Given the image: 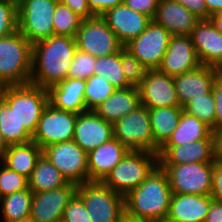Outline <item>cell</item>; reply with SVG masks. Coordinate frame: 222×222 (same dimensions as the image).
Listing matches in <instances>:
<instances>
[{
  "instance_id": "1",
  "label": "cell",
  "mask_w": 222,
  "mask_h": 222,
  "mask_svg": "<svg viewBox=\"0 0 222 222\" xmlns=\"http://www.w3.org/2000/svg\"><path fill=\"white\" fill-rule=\"evenodd\" d=\"M76 50V39L62 35H52L32 44L29 83L47 89L64 81Z\"/></svg>"
},
{
  "instance_id": "2",
  "label": "cell",
  "mask_w": 222,
  "mask_h": 222,
  "mask_svg": "<svg viewBox=\"0 0 222 222\" xmlns=\"http://www.w3.org/2000/svg\"><path fill=\"white\" fill-rule=\"evenodd\" d=\"M172 191L166 172L158 165L125 197V212L133 217L161 222L166 220Z\"/></svg>"
},
{
  "instance_id": "3",
  "label": "cell",
  "mask_w": 222,
  "mask_h": 222,
  "mask_svg": "<svg viewBox=\"0 0 222 222\" xmlns=\"http://www.w3.org/2000/svg\"><path fill=\"white\" fill-rule=\"evenodd\" d=\"M32 71V44L17 30L0 38V88L25 85Z\"/></svg>"
},
{
  "instance_id": "4",
  "label": "cell",
  "mask_w": 222,
  "mask_h": 222,
  "mask_svg": "<svg viewBox=\"0 0 222 222\" xmlns=\"http://www.w3.org/2000/svg\"><path fill=\"white\" fill-rule=\"evenodd\" d=\"M158 165L156 153L130 150L102 182L125 197L131 190L138 187Z\"/></svg>"
},
{
  "instance_id": "5",
  "label": "cell",
  "mask_w": 222,
  "mask_h": 222,
  "mask_svg": "<svg viewBox=\"0 0 222 222\" xmlns=\"http://www.w3.org/2000/svg\"><path fill=\"white\" fill-rule=\"evenodd\" d=\"M2 100L14 110L24 129L33 136L44 108L48 104L45 88L31 83L2 87Z\"/></svg>"
},
{
  "instance_id": "6",
  "label": "cell",
  "mask_w": 222,
  "mask_h": 222,
  "mask_svg": "<svg viewBox=\"0 0 222 222\" xmlns=\"http://www.w3.org/2000/svg\"><path fill=\"white\" fill-rule=\"evenodd\" d=\"M76 194L82 199L91 222H119L125 213L124 196L101 181L77 185Z\"/></svg>"
},
{
  "instance_id": "7",
  "label": "cell",
  "mask_w": 222,
  "mask_h": 222,
  "mask_svg": "<svg viewBox=\"0 0 222 222\" xmlns=\"http://www.w3.org/2000/svg\"><path fill=\"white\" fill-rule=\"evenodd\" d=\"M113 137L129 150L158 153L154 143L149 109L143 105L113 124Z\"/></svg>"
},
{
  "instance_id": "8",
  "label": "cell",
  "mask_w": 222,
  "mask_h": 222,
  "mask_svg": "<svg viewBox=\"0 0 222 222\" xmlns=\"http://www.w3.org/2000/svg\"><path fill=\"white\" fill-rule=\"evenodd\" d=\"M59 0H22L17 5L18 31L31 43L53 35V15Z\"/></svg>"
},
{
  "instance_id": "9",
  "label": "cell",
  "mask_w": 222,
  "mask_h": 222,
  "mask_svg": "<svg viewBox=\"0 0 222 222\" xmlns=\"http://www.w3.org/2000/svg\"><path fill=\"white\" fill-rule=\"evenodd\" d=\"M213 163L159 165L167 174L172 194L210 195Z\"/></svg>"
},
{
  "instance_id": "10",
  "label": "cell",
  "mask_w": 222,
  "mask_h": 222,
  "mask_svg": "<svg viewBox=\"0 0 222 222\" xmlns=\"http://www.w3.org/2000/svg\"><path fill=\"white\" fill-rule=\"evenodd\" d=\"M75 39L78 50L96 58L112 55L124 48L101 16L82 20Z\"/></svg>"
},
{
  "instance_id": "11",
  "label": "cell",
  "mask_w": 222,
  "mask_h": 222,
  "mask_svg": "<svg viewBox=\"0 0 222 222\" xmlns=\"http://www.w3.org/2000/svg\"><path fill=\"white\" fill-rule=\"evenodd\" d=\"M42 154L68 182L76 185L89 182L87 153L73 140L44 147Z\"/></svg>"
},
{
  "instance_id": "12",
  "label": "cell",
  "mask_w": 222,
  "mask_h": 222,
  "mask_svg": "<svg viewBox=\"0 0 222 222\" xmlns=\"http://www.w3.org/2000/svg\"><path fill=\"white\" fill-rule=\"evenodd\" d=\"M172 35L162 25L152 20L136 38L124 48L135 56L148 70L158 69Z\"/></svg>"
},
{
  "instance_id": "13",
  "label": "cell",
  "mask_w": 222,
  "mask_h": 222,
  "mask_svg": "<svg viewBox=\"0 0 222 222\" xmlns=\"http://www.w3.org/2000/svg\"><path fill=\"white\" fill-rule=\"evenodd\" d=\"M77 115L47 104L37 123L32 141L42 149L53 144L72 141Z\"/></svg>"
},
{
  "instance_id": "14",
  "label": "cell",
  "mask_w": 222,
  "mask_h": 222,
  "mask_svg": "<svg viewBox=\"0 0 222 222\" xmlns=\"http://www.w3.org/2000/svg\"><path fill=\"white\" fill-rule=\"evenodd\" d=\"M138 89L140 103L148 109L180 106L173 77L158 69L147 70Z\"/></svg>"
},
{
  "instance_id": "15",
  "label": "cell",
  "mask_w": 222,
  "mask_h": 222,
  "mask_svg": "<svg viewBox=\"0 0 222 222\" xmlns=\"http://www.w3.org/2000/svg\"><path fill=\"white\" fill-rule=\"evenodd\" d=\"M77 185L69 182L61 188L33 193L30 217L35 222H61L68 201L76 193Z\"/></svg>"
},
{
  "instance_id": "16",
  "label": "cell",
  "mask_w": 222,
  "mask_h": 222,
  "mask_svg": "<svg viewBox=\"0 0 222 222\" xmlns=\"http://www.w3.org/2000/svg\"><path fill=\"white\" fill-rule=\"evenodd\" d=\"M200 65L191 36L172 35L158 70L174 77Z\"/></svg>"
},
{
  "instance_id": "17",
  "label": "cell",
  "mask_w": 222,
  "mask_h": 222,
  "mask_svg": "<svg viewBox=\"0 0 222 222\" xmlns=\"http://www.w3.org/2000/svg\"><path fill=\"white\" fill-rule=\"evenodd\" d=\"M113 138V124L107 122L94 111L77 115L73 141L86 153L96 149Z\"/></svg>"
},
{
  "instance_id": "18",
  "label": "cell",
  "mask_w": 222,
  "mask_h": 222,
  "mask_svg": "<svg viewBox=\"0 0 222 222\" xmlns=\"http://www.w3.org/2000/svg\"><path fill=\"white\" fill-rule=\"evenodd\" d=\"M101 17L123 45L138 37L152 21L150 17L130 9L123 3L110 8Z\"/></svg>"
},
{
  "instance_id": "19",
  "label": "cell",
  "mask_w": 222,
  "mask_h": 222,
  "mask_svg": "<svg viewBox=\"0 0 222 222\" xmlns=\"http://www.w3.org/2000/svg\"><path fill=\"white\" fill-rule=\"evenodd\" d=\"M157 155L159 165L214 163L213 139H200L185 145H162Z\"/></svg>"
},
{
  "instance_id": "20",
  "label": "cell",
  "mask_w": 222,
  "mask_h": 222,
  "mask_svg": "<svg viewBox=\"0 0 222 222\" xmlns=\"http://www.w3.org/2000/svg\"><path fill=\"white\" fill-rule=\"evenodd\" d=\"M190 36L201 65L218 69L222 64V34L210 19H201Z\"/></svg>"
},
{
  "instance_id": "21",
  "label": "cell",
  "mask_w": 222,
  "mask_h": 222,
  "mask_svg": "<svg viewBox=\"0 0 222 222\" xmlns=\"http://www.w3.org/2000/svg\"><path fill=\"white\" fill-rule=\"evenodd\" d=\"M217 74V68L200 65L192 71L174 76L180 106L184 107L191 99L210 93Z\"/></svg>"
},
{
  "instance_id": "22",
  "label": "cell",
  "mask_w": 222,
  "mask_h": 222,
  "mask_svg": "<svg viewBox=\"0 0 222 222\" xmlns=\"http://www.w3.org/2000/svg\"><path fill=\"white\" fill-rule=\"evenodd\" d=\"M153 20L171 35L190 36L201 19L174 0H159Z\"/></svg>"
},
{
  "instance_id": "23",
  "label": "cell",
  "mask_w": 222,
  "mask_h": 222,
  "mask_svg": "<svg viewBox=\"0 0 222 222\" xmlns=\"http://www.w3.org/2000/svg\"><path fill=\"white\" fill-rule=\"evenodd\" d=\"M130 150L111 138L87 153L89 181H103Z\"/></svg>"
},
{
  "instance_id": "24",
  "label": "cell",
  "mask_w": 222,
  "mask_h": 222,
  "mask_svg": "<svg viewBox=\"0 0 222 222\" xmlns=\"http://www.w3.org/2000/svg\"><path fill=\"white\" fill-rule=\"evenodd\" d=\"M86 80L66 78L56 85L48 87V104L54 108L76 114L87 111L84 90Z\"/></svg>"
},
{
  "instance_id": "25",
  "label": "cell",
  "mask_w": 222,
  "mask_h": 222,
  "mask_svg": "<svg viewBox=\"0 0 222 222\" xmlns=\"http://www.w3.org/2000/svg\"><path fill=\"white\" fill-rule=\"evenodd\" d=\"M212 201L210 195L172 194L166 220L204 222Z\"/></svg>"
},
{
  "instance_id": "26",
  "label": "cell",
  "mask_w": 222,
  "mask_h": 222,
  "mask_svg": "<svg viewBox=\"0 0 222 222\" xmlns=\"http://www.w3.org/2000/svg\"><path fill=\"white\" fill-rule=\"evenodd\" d=\"M140 105V92L138 87L130 86L116 89L110 97L93 111L107 122L114 124Z\"/></svg>"
},
{
  "instance_id": "27",
  "label": "cell",
  "mask_w": 222,
  "mask_h": 222,
  "mask_svg": "<svg viewBox=\"0 0 222 222\" xmlns=\"http://www.w3.org/2000/svg\"><path fill=\"white\" fill-rule=\"evenodd\" d=\"M41 155L42 148L34 141H30L24 144L9 145L1 157V162L9 169L29 179Z\"/></svg>"
},
{
  "instance_id": "28",
  "label": "cell",
  "mask_w": 222,
  "mask_h": 222,
  "mask_svg": "<svg viewBox=\"0 0 222 222\" xmlns=\"http://www.w3.org/2000/svg\"><path fill=\"white\" fill-rule=\"evenodd\" d=\"M212 132L210 126L183 110L176 129L163 145H185L200 139H213Z\"/></svg>"
},
{
  "instance_id": "29",
  "label": "cell",
  "mask_w": 222,
  "mask_h": 222,
  "mask_svg": "<svg viewBox=\"0 0 222 222\" xmlns=\"http://www.w3.org/2000/svg\"><path fill=\"white\" fill-rule=\"evenodd\" d=\"M68 183L57 167L42 154L28 179V188L33 193H41L61 188Z\"/></svg>"
},
{
  "instance_id": "30",
  "label": "cell",
  "mask_w": 222,
  "mask_h": 222,
  "mask_svg": "<svg viewBox=\"0 0 222 222\" xmlns=\"http://www.w3.org/2000/svg\"><path fill=\"white\" fill-rule=\"evenodd\" d=\"M183 110L181 106L149 109L154 143L159 148L176 129Z\"/></svg>"
},
{
  "instance_id": "31",
  "label": "cell",
  "mask_w": 222,
  "mask_h": 222,
  "mask_svg": "<svg viewBox=\"0 0 222 222\" xmlns=\"http://www.w3.org/2000/svg\"><path fill=\"white\" fill-rule=\"evenodd\" d=\"M33 192L27 188L0 198L1 218L3 222H12L31 214Z\"/></svg>"
},
{
  "instance_id": "32",
  "label": "cell",
  "mask_w": 222,
  "mask_h": 222,
  "mask_svg": "<svg viewBox=\"0 0 222 222\" xmlns=\"http://www.w3.org/2000/svg\"><path fill=\"white\" fill-rule=\"evenodd\" d=\"M0 130L8 145L24 144L32 141V136L20 124L14 110L0 101Z\"/></svg>"
},
{
  "instance_id": "33",
  "label": "cell",
  "mask_w": 222,
  "mask_h": 222,
  "mask_svg": "<svg viewBox=\"0 0 222 222\" xmlns=\"http://www.w3.org/2000/svg\"><path fill=\"white\" fill-rule=\"evenodd\" d=\"M94 75L102 76L117 89L131 86L124 76L121 51L112 55L97 57L94 65Z\"/></svg>"
},
{
  "instance_id": "34",
  "label": "cell",
  "mask_w": 222,
  "mask_h": 222,
  "mask_svg": "<svg viewBox=\"0 0 222 222\" xmlns=\"http://www.w3.org/2000/svg\"><path fill=\"white\" fill-rule=\"evenodd\" d=\"M53 16V35L76 37L83 20L81 17L60 1L55 7Z\"/></svg>"
},
{
  "instance_id": "35",
  "label": "cell",
  "mask_w": 222,
  "mask_h": 222,
  "mask_svg": "<svg viewBox=\"0 0 222 222\" xmlns=\"http://www.w3.org/2000/svg\"><path fill=\"white\" fill-rule=\"evenodd\" d=\"M117 88L102 76L92 75L86 80L84 98L87 111H93L112 95Z\"/></svg>"
},
{
  "instance_id": "36",
  "label": "cell",
  "mask_w": 222,
  "mask_h": 222,
  "mask_svg": "<svg viewBox=\"0 0 222 222\" xmlns=\"http://www.w3.org/2000/svg\"><path fill=\"white\" fill-rule=\"evenodd\" d=\"M183 108L186 113L197 117L210 126L212 131L215 132L216 108L212 91L202 97L191 99Z\"/></svg>"
},
{
  "instance_id": "37",
  "label": "cell",
  "mask_w": 222,
  "mask_h": 222,
  "mask_svg": "<svg viewBox=\"0 0 222 222\" xmlns=\"http://www.w3.org/2000/svg\"><path fill=\"white\" fill-rule=\"evenodd\" d=\"M28 188V179L0 163V198Z\"/></svg>"
},
{
  "instance_id": "38",
  "label": "cell",
  "mask_w": 222,
  "mask_h": 222,
  "mask_svg": "<svg viewBox=\"0 0 222 222\" xmlns=\"http://www.w3.org/2000/svg\"><path fill=\"white\" fill-rule=\"evenodd\" d=\"M121 64L127 82L138 87L148 69L125 48L121 50Z\"/></svg>"
},
{
  "instance_id": "39",
  "label": "cell",
  "mask_w": 222,
  "mask_h": 222,
  "mask_svg": "<svg viewBox=\"0 0 222 222\" xmlns=\"http://www.w3.org/2000/svg\"><path fill=\"white\" fill-rule=\"evenodd\" d=\"M95 62V56L77 49L69 67L67 78L82 80L89 79L92 75H94Z\"/></svg>"
},
{
  "instance_id": "40",
  "label": "cell",
  "mask_w": 222,
  "mask_h": 222,
  "mask_svg": "<svg viewBox=\"0 0 222 222\" xmlns=\"http://www.w3.org/2000/svg\"><path fill=\"white\" fill-rule=\"evenodd\" d=\"M18 30L17 5L8 0H0V38Z\"/></svg>"
},
{
  "instance_id": "41",
  "label": "cell",
  "mask_w": 222,
  "mask_h": 222,
  "mask_svg": "<svg viewBox=\"0 0 222 222\" xmlns=\"http://www.w3.org/2000/svg\"><path fill=\"white\" fill-rule=\"evenodd\" d=\"M82 199L75 193L68 201L61 222H91Z\"/></svg>"
},
{
  "instance_id": "42",
  "label": "cell",
  "mask_w": 222,
  "mask_h": 222,
  "mask_svg": "<svg viewBox=\"0 0 222 222\" xmlns=\"http://www.w3.org/2000/svg\"><path fill=\"white\" fill-rule=\"evenodd\" d=\"M159 0H123L130 9L142 13L152 20L156 15Z\"/></svg>"
},
{
  "instance_id": "43",
  "label": "cell",
  "mask_w": 222,
  "mask_h": 222,
  "mask_svg": "<svg viewBox=\"0 0 222 222\" xmlns=\"http://www.w3.org/2000/svg\"><path fill=\"white\" fill-rule=\"evenodd\" d=\"M215 101V131L222 129V75H216L212 86Z\"/></svg>"
},
{
  "instance_id": "44",
  "label": "cell",
  "mask_w": 222,
  "mask_h": 222,
  "mask_svg": "<svg viewBox=\"0 0 222 222\" xmlns=\"http://www.w3.org/2000/svg\"><path fill=\"white\" fill-rule=\"evenodd\" d=\"M212 189L210 196L213 200L222 203V164L212 165Z\"/></svg>"
},
{
  "instance_id": "45",
  "label": "cell",
  "mask_w": 222,
  "mask_h": 222,
  "mask_svg": "<svg viewBox=\"0 0 222 222\" xmlns=\"http://www.w3.org/2000/svg\"><path fill=\"white\" fill-rule=\"evenodd\" d=\"M189 11L195 14L200 19H209L210 14L207 12V6L204 0H174Z\"/></svg>"
},
{
  "instance_id": "46",
  "label": "cell",
  "mask_w": 222,
  "mask_h": 222,
  "mask_svg": "<svg viewBox=\"0 0 222 222\" xmlns=\"http://www.w3.org/2000/svg\"><path fill=\"white\" fill-rule=\"evenodd\" d=\"M67 5L75 14L83 20L94 17V13L90 10L87 0H59Z\"/></svg>"
},
{
  "instance_id": "47",
  "label": "cell",
  "mask_w": 222,
  "mask_h": 222,
  "mask_svg": "<svg viewBox=\"0 0 222 222\" xmlns=\"http://www.w3.org/2000/svg\"><path fill=\"white\" fill-rule=\"evenodd\" d=\"M123 3V0H87L88 7L94 16H101L107 10Z\"/></svg>"
},
{
  "instance_id": "48",
  "label": "cell",
  "mask_w": 222,
  "mask_h": 222,
  "mask_svg": "<svg viewBox=\"0 0 222 222\" xmlns=\"http://www.w3.org/2000/svg\"><path fill=\"white\" fill-rule=\"evenodd\" d=\"M214 162L222 164V129L212 132Z\"/></svg>"
},
{
  "instance_id": "49",
  "label": "cell",
  "mask_w": 222,
  "mask_h": 222,
  "mask_svg": "<svg viewBox=\"0 0 222 222\" xmlns=\"http://www.w3.org/2000/svg\"><path fill=\"white\" fill-rule=\"evenodd\" d=\"M204 222H222V203L215 200L212 201Z\"/></svg>"
},
{
  "instance_id": "50",
  "label": "cell",
  "mask_w": 222,
  "mask_h": 222,
  "mask_svg": "<svg viewBox=\"0 0 222 222\" xmlns=\"http://www.w3.org/2000/svg\"><path fill=\"white\" fill-rule=\"evenodd\" d=\"M207 6V12L211 15L222 11V0H204Z\"/></svg>"
},
{
  "instance_id": "51",
  "label": "cell",
  "mask_w": 222,
  "mask_h": 222,
  "mask_svg": "<svg viewBox=\"0 0 222 222\" xmlns=\"http://www.w3.org/2000/svg\"><path fill=\"white\" fill-rule=\"evenodd\" d=\"M209 19L216 29L222 34V11L211 15Z\"/></svg>"
},
{
  "instance_id": "52",
  "label": "cell",
  "mask_w": 222,
  "mask_h": 222,
  "mask_svg": "<svg viewBox=\"0 0 222 222\" xmlns=\"http://www.w3.org/2000/svg\"><path fill=\"white\" fill-rule=\"evenodd\" d=\"M119 222H153L146 219L136 218L128 215L126 212L122 215L121 220Z\"/></svg>"
},
{
  "instance_id": "53",
  "label": "cell",
  "mask_w": 222,
  "mask_h": 222,
  "mask_svg": "<svg viewBox=\"0 0 222 222\" xmlns=\"http://www.w3.org/2000/svg\"><path fill=\"white\" fill-rule=\"evenodd\" d=\"M9 145L4 140L1 130H0V157L3 156L4 152L8 149Z\"/></svg>"
},
{
  "instance_id": "54",
  "label": "cell",
  "mask_w": 222,
  "mask_h": 222,
  "mask_svg": "<svg viewBox=\"0 0 222 222\" xmlns=\"http://www.w3.org/2000/svg\"><path fill=\"white\" fill-rule=\"evenodd\" d=\"M12 222H35V221L29 216V217H24V218H21L19 220L12 221Z\"/></svg>"
},
{
  "instance_id": "55",
  "label": "cell",
  "mask_w": 222,
  "mask_h": 222,
  "mask_svg": "<svg viewBox=\"0 0 222 222\" xmlns=\"http://www.w3.org/2000/svg\"><path fill=\"white\" fill-rule=\"evenodd\" d=\"M8 1H11V2L15 3L16 5H18L22 0H8Z\"/></svg>"
},
{
  "instance_id": "56",
  "label": "cell",
  "mask_w": 222,
  "mask_h": 222,
  "mask_svg": "<svg viewBox=\"0 0 222 222\" xmlns=\"http://www.w3.org/2000/svg\"><path fill=\"white\" fill-rule=\"evenodd\" d=\"M218 73H219L220 75H222V64H221V66L218 68Z\"/></svg>"
},
{
  "instance_id": "57",
  "label": "cell",
  "mask_w": 222,
  "mask_h": 222,
  "mask_svg": "<svg viewBox=\"0 0 222 222\" xmlns=\"http://www.w3.org/2000/svg\"><path fill=\"white\" fill-rule=\"evenodd\" d=\"M2 100V87L0 88V101Z\"/></svg>"
},
{
  "instance_id": "58",
  "label": "cell",
  "mask_w": 222,
  "mask_h": 222,
  "mask_svg": "<svg viewBox=\"0 0 222 222\" xmlns=\"http://www.w3.org/2000/svg\"><path fill=\"white\" fill-rule=\"evenodd\" d=\"M161 222H178V221L164 220V221H161Z\"/></svg>"
}]
</instances>
